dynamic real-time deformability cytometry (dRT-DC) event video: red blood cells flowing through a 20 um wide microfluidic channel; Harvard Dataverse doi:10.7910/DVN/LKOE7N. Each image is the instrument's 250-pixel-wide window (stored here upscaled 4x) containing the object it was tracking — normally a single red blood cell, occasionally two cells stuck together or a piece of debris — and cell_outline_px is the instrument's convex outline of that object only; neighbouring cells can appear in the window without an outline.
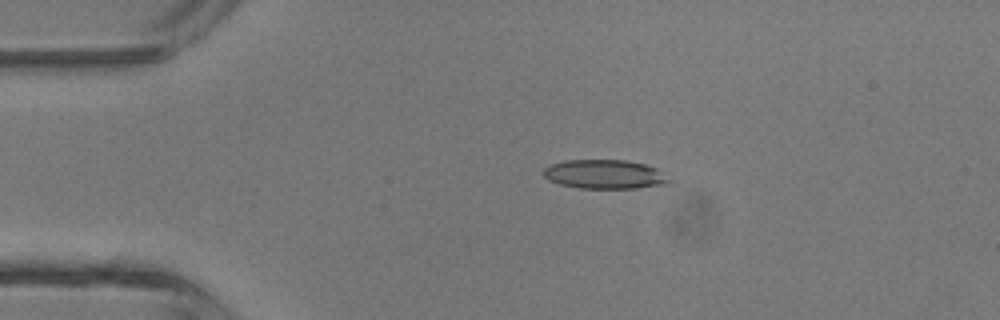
{"species": "common noctule bat (a hibernating species)", "species_latin": "Nyctalus noctula", "temperature_condition": "room temperature", "stored_images_in_passage": 3, "camera_frame_rate_fps": 3000, "um_per_image_px": 0.085, "animal": {"sex": "male", "body_mass_g": 13.3}, "frame": {"image": 1, "passage_image": 1, "time_ms": 0.0, "image_size_px": [1000, 320], "cell_outline_px": [[672, 180], [668, 184], [636, 188], [580, 188], [560, 184], [548, 180], [544, 176], [544, 168], [552, 164], [564, 160], [624, 160], [644, 164], [656, 168]], "centroid_in_image_um": [51.41, 14.82], "position_along_channel_um": 33.6, "area_um2": 21.21}}